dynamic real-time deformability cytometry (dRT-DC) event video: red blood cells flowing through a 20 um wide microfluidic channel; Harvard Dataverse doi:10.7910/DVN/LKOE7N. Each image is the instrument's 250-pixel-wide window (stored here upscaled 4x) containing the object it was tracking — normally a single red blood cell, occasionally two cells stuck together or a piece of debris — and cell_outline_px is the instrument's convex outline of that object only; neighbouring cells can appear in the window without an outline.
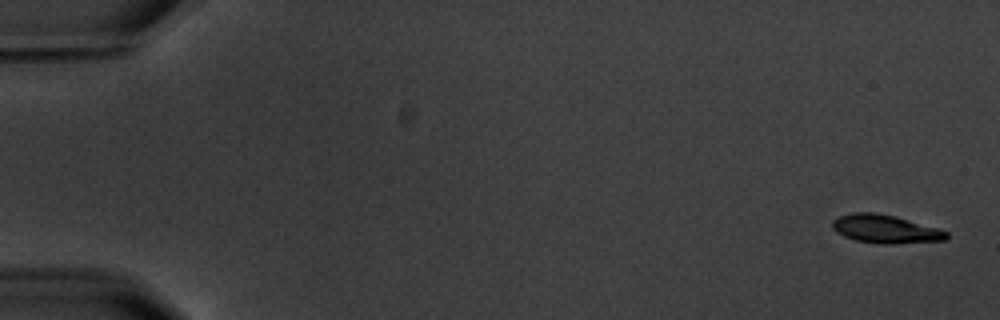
{"species": "common noctule bat (a hibernating species)", "species_latin": "Nyctalus noctula", "temperature_condition": "warm", "stored_images_in_passage": 6, "camera_frame_rate_fps": 3000, "um_per_image_px": 0.085, "animal": {"sex": "male", "body_mass_g": 20.1, "forearm_length_mm": 53.5}, "frame": {"image": 1, "passage_image": 1, "time_ms": 0.0, "image_size_px": [1000, 320], "cell_outline_px": [[948, 236], [944, 240], [892, 244], [880, 244], [856, 240], [844, 236], [836, 232], [832, 228], [832, 220], [840, 216], [852, 212], [872, 212], [896, 216], [936, 228], [948, 232]], "centroid_in_image_um": [75.21, 19.46], "position_along_channel_um": 9.8, "area_um2": 18.73}}
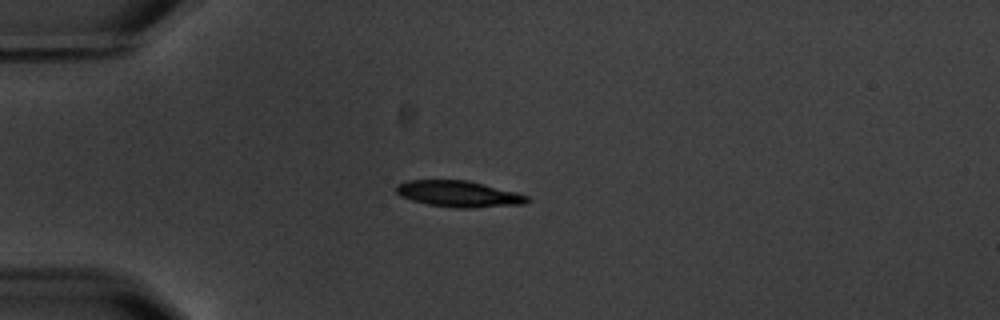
{"frame": {"image": 2, "passage_image": 5, "time_ms": 4.667, "image_size_px": [1000, 320], "cell_outline_px": [[532, 200], [524, 204], [468, 208], [456, 208], [428, 204], [412, 200], [400, 196], [396, 192], [396, 184], [408, 180], [468, 180], [516, 192], [528, 196]], "centroid_in_image_um": [38.99, 16.48], "position_along_channel_um": 46.0, "area_um2": 20.0}}